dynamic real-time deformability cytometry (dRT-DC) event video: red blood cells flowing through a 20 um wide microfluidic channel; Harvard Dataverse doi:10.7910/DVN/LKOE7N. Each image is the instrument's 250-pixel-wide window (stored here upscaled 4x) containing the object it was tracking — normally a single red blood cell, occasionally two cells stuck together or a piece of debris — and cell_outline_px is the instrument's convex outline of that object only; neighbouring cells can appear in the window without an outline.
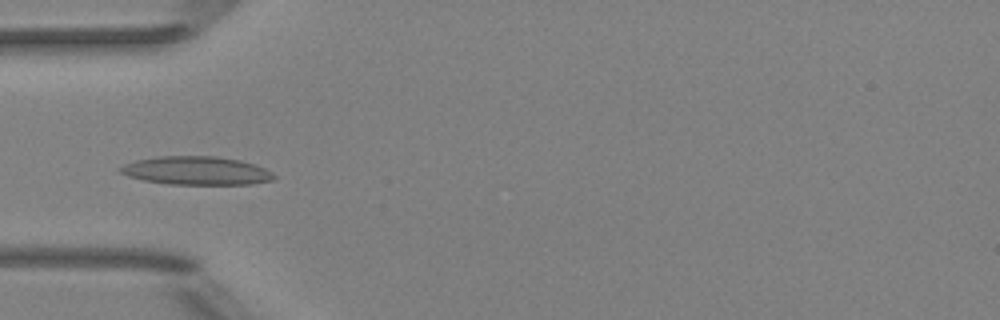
{"species": "Egyptian fruit bat (a non-hibernating species)", "species_latin": "Rousettus aegyptiacus", "temperature_condition": "room temperature", "stored_images_in_passage": 5, "camera_frame_rate_fps": 3000, "um_per_image_px": 0.085, "animal": {"sex": "female"}, "frame": {"image": 1, "passage_image": 5, "time_ms": 4.667, "image_size_px": [1000, 320], "cell_outline_px": [[276, 176], [272, 180], [252, 184], [168, 184], [144, 180], [128, 176], [120, 172], [116, 168], [124, 164], [136, 160], [156, 156], [216, 156], [240, 160], [264, 168], [272, 172]], "centroid_in_image_um": [16.66, 14.5], "position_along_channel_um": 68.3, "area_um2": 25.43}}